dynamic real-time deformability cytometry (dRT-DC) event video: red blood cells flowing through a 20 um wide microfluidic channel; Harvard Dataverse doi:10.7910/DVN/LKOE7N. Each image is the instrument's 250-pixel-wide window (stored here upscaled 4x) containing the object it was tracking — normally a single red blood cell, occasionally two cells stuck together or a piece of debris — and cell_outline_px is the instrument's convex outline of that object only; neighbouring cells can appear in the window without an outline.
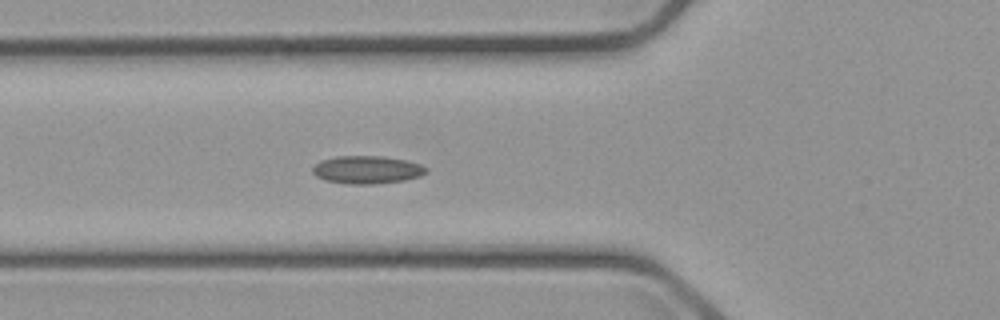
{"species": "common noctule bat (a hibernating species)", "species_latin": "Nyctalus noctula", "temperature_condition": "cold", "stored_images_in_passage": 57, "camera_frame_rate_fps": 3000, "um_per_image_px": 0.085, "animal": {"sex": "male", "body_mass_g": 23.1, "forearm_length_mm": 52.7}, "frame": {"image": 1, "passage_image": 20, "time_ms": 6.333, "image_size_px": [1000, 320], "cell_outline_px": [[428, 172], [420, 176], [404, 180], [372, 184], [348, 184], [324, 180], [316, 176], [312, 172], [312, 168], [320, 160], [336, 156], [384, 156], [404, 160], [420, 164], [428, 168]], "centroid_in_image_um": [31.18, 14.42], "position_along_channel_um": 94.6, "area_um2": 18.5}}
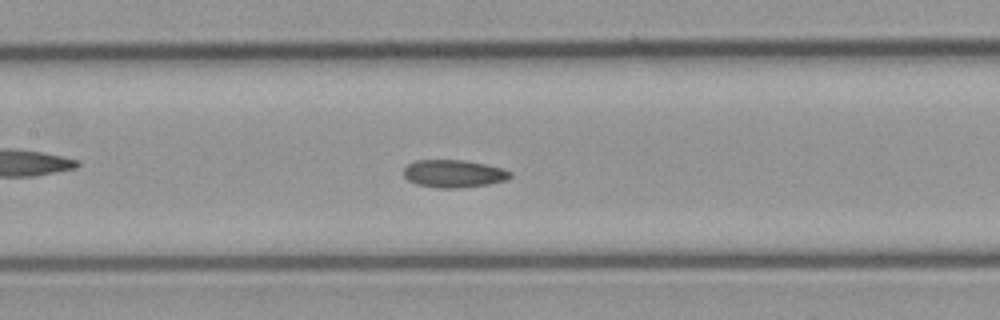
{"frame": {"image": 2, "passage_image": 26, "time_ms": 8.333, "image_size_px": [1000, 320], "cell_outline_px": [[512, 176], [508, 180], [488, 184], [456, 188], [436, 188], [416, 184], [408, 180], [404, 176], [404, 168], [408, 164], [416, 160], [464, 160], [484, 164], [500, 168], [512, 172]], "centroid_in_image_um": [38.56, 14.76], "position_along_channel_um": 168.8, "area_um2": 17.17}}
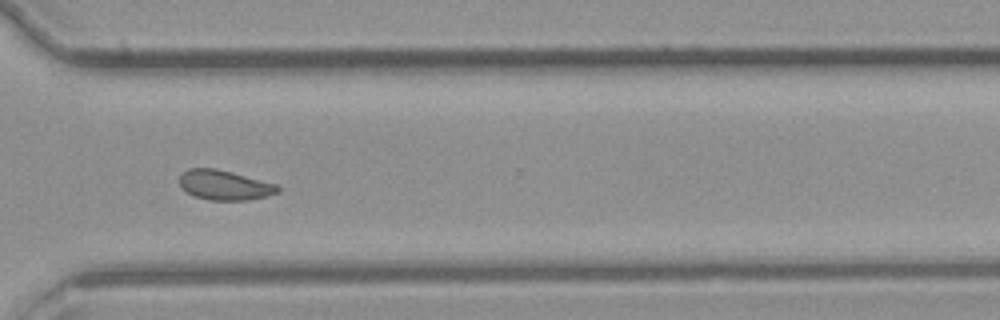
{"frame": {"image": 3, "passage_image": 41, "time_ms": 13.333, "image_size_px": [1000, 320], "cell_outline_px": [[280, 192], [268, 196], [248, 200], [208, 200], [192, 196], [180, 188], [180, 176], [188, 168], [216, 168], [280, 184]], "centroid_in_image_um": [19.12, 15.74], "position_along_channel_um": 351.5, "area_um2": 17.46}, "authors_computed_cell_mechanics": {"area_um2": 17.2822, "velocity_mm_per_s": 3.661, "shape_relaxation_time_tau1_ms": null, "shape_relaxation_time_tau2_ms": 6.5648, "deformation_change_tau1": null, "deformation_change_tau2": 0.1005}}